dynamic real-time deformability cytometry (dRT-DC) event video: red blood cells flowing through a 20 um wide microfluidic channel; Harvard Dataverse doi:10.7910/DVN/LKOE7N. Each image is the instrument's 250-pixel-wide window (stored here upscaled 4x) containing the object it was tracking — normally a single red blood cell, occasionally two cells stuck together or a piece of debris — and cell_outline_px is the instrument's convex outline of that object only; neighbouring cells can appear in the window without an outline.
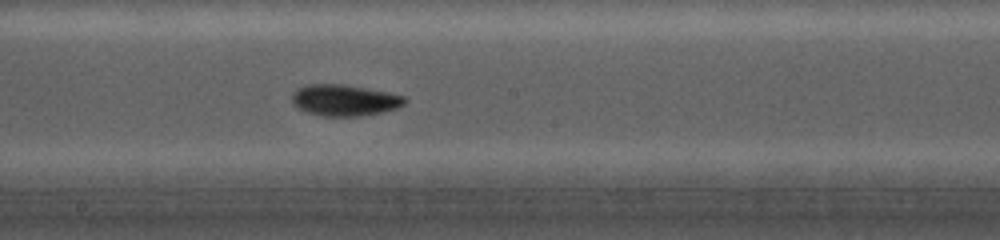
{"species": "common noctule bat (a hibernating species)", "species_latin": "Nyctalus noctula", "temperature_condition": "cold", "stored_images_in_passage": 19, "camera_frame_rate_fps": 5000, "um_per_image_px": 0.085, "animal": {"sex": "female", "body_mass_g": 19.0, "forearm_length_mm": 56.7}, "frame": {"image": 1, "passage_image": 14, "time_ms": 9.4, "image_size_px": [1000, 240], "cell_outline_px": [[408, 100], [404, 104], [396, 108], [380, 112], [360, 116], [320, 116], [308, 112], [292, 104], [292, 96], [296, 88], [308, 84], [344, 84], [388, 92], [404, 96]], "centroid_in_image_um": [29.27, 8.51], "position_along_channel_um": 218.9, "area_um2": 20.52}}